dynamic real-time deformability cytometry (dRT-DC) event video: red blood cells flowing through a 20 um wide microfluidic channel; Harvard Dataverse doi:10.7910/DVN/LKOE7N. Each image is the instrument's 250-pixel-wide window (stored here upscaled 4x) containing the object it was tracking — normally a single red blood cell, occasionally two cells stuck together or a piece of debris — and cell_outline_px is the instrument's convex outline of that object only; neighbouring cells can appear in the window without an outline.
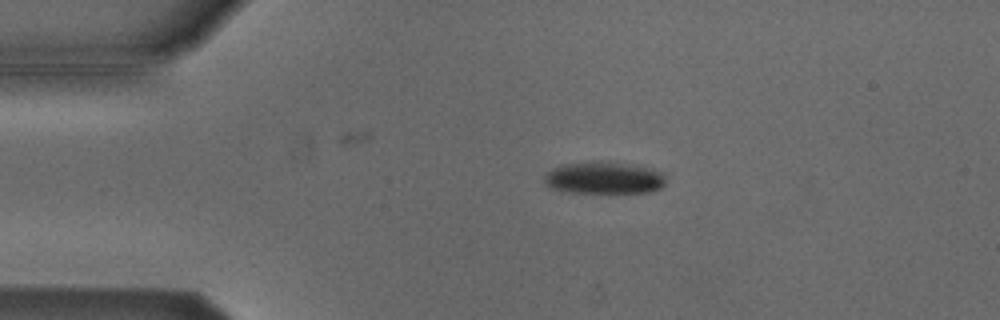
{"species": "Egyptian fruit bat (a non-hibernating species)", "species_latin": "Rousettus aegyptiacus", "temperature_condition": "cold", "stored_images_in_passage": 4, "camera_frame_rate_fps": 3000, "um_per_image_px": 0.085, "animal": {"sex": "male"}, "frame": {"image": 1, "passage_image": 2, "time_ms": 0.333, "image_size_px": [1000, 320], "cell_outline_px": [[664, 184], [660, 188], [648, 192], [564, 192], [548, 188], [544, 184], [544, 176], [552, 168], [560, 164], [596, 160], [600, 160], [628, 164], [648, 168], [660, 172], [664, 176]], "centroid_in_image_um": [51.23, 15.1], "position_along_channel_um": 33.8, "area_um2": 22.89}}